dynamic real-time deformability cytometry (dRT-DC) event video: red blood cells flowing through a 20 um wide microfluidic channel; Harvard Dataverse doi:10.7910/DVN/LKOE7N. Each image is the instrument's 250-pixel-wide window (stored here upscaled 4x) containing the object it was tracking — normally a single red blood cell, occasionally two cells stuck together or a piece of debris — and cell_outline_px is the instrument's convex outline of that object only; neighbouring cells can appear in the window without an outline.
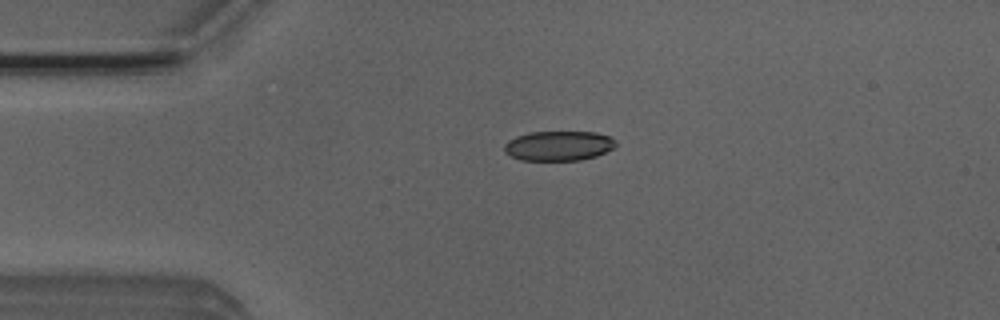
{"species": "Egyptian fruit bat (a non-hibernating species)", "species_latin": "Rousettus aegyptiacus", "temperature_condition": "room temperature", "stored_images_in_passage": 41, "camera_frame_rate_fps": 3000, "um_per_image_px": 0.085, "animal": {"sex": "male"}, "frame": {"image": 1, "passage_image": 1, "time_ms": 0.0, "image_size_px": [1000, 320], "cell_outline_px": [[616, 144], [612, 148], [596, 156], [580, 160], [520, 160], [504, 152], [504, 144], [508, 140], [516, 136], [528, 132], [596, 132], [608, 136], [616, 140]], "centroid_in_image_um": [47.45, 12.39], "position_along_channel_um": 37.5, "area_um2": 19.31}}
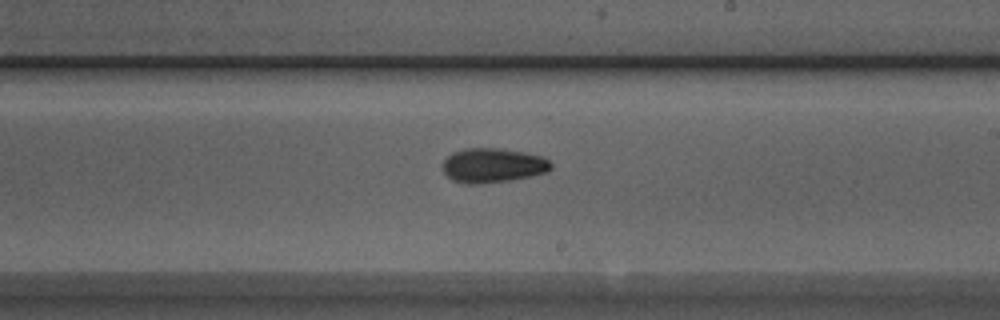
{"frame": {"image": 2, "passage_image": 19, "time_ms": 6.0, "image_size_px": [1000, 320], "cell_outline_px": [[552, 168], [548, 172], [512, 180], [476, 184], [464, 184], [452, 180], [444, 172], [444, 160], [452, 152], [464, 148], [496, 148], [524, 152], [544, 156], [552, 164]], "centroid_in_image_um": [41.91, 14.06], "position_along_channel_um": 247.1, "area_um2": 21.85}}
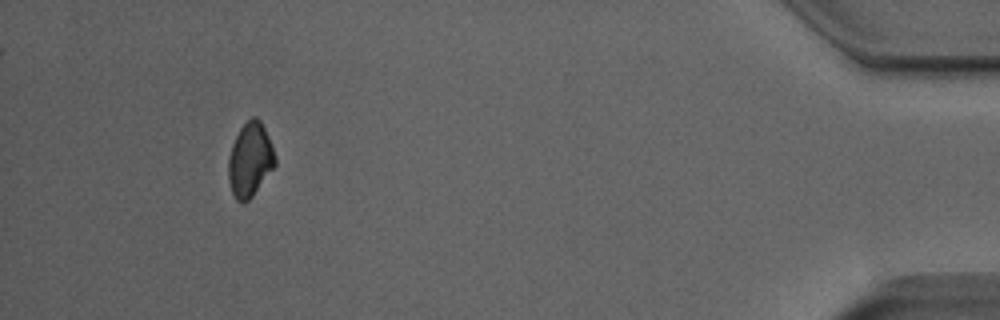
{"frame": {"image": 3, "passage_image": 37, "time_ms": 12.0, "image_size_px": [1000, 320], "cell_outline_px": [[276, 164], [252, 196], [244, 204], [236, 200], [232, 192], [228, 180], [228, 160], [232, 144], [240, 128], [252, 116], [256, 116], [260, 120], [264, 128], [276, 156]], "centroid_in_image_um": [21.24, 13.59], "position_along_channel_um": 414.0, "area_um2": 20.0}, "authors_computed_cell_mechanics": {"area_um2": 20.6924, "velocity_mm_per_s": 3.9748, "shape_relaxation_time_tau1_ms": 5.0798, "shape_relaxation_time_tau2_ms": null, "deformation_change_tau1": 0.1276, "deformation_change_tau2": null}}